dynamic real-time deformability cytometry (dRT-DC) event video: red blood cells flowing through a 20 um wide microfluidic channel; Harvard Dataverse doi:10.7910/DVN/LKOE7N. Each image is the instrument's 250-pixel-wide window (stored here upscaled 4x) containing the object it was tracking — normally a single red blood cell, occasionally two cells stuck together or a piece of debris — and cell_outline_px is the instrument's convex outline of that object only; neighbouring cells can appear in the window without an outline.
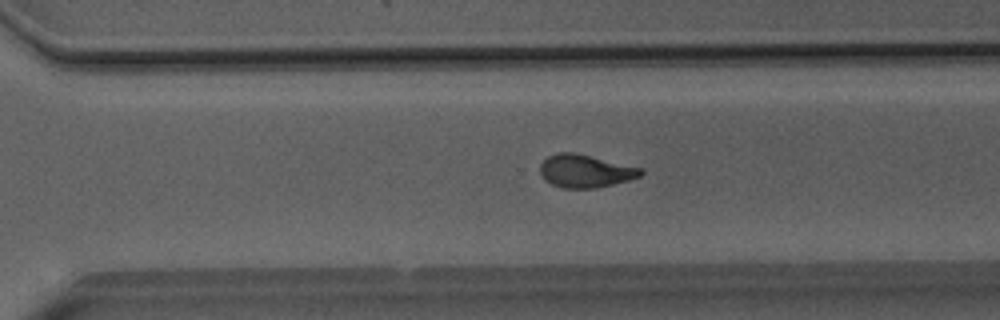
{"species": "Egyptian fruit bat (a non-hibernating species)", "species_latin": "Rousettus aegyptiacus", "temperature_condition": "room temperature", "stored_images_in_passage": 50, "camera_frame_rate_fps": 3000, "um_per_image_px": 0.085, "animal": {"sex": "male"}, "frame": {"image": 1, "passage_image": 35, "time_ms": 11.333, "image_size_px": [1000, 320], "cell_outline_px": [[644, 172], [640, 176], [628, 180], [596, 188], [564, 188], [552, 184], [540, 172], [540, 164], [548, 156], [556, 152], [576, 152], [640, 168]], "centroid_in_image_um": [49.74, 14.52], "position_along_channel_um": 320.9, "area_um2": 19.02}}
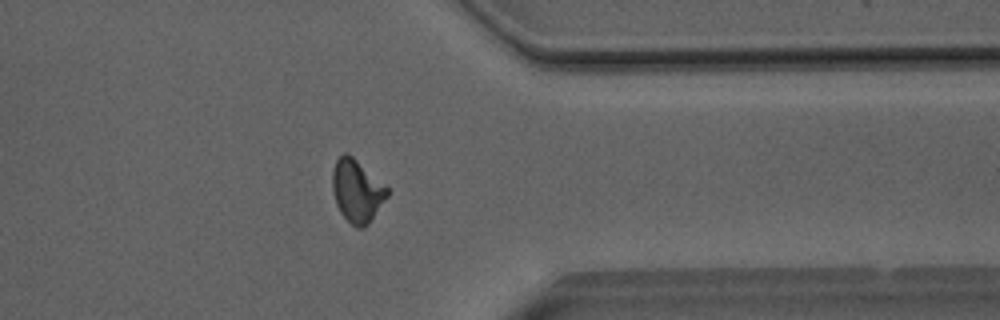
{"frame": {"image": 2, "passage_image": 40, "time_ms": 13.0, "image_size_px": [1000, 320], "cell_outline_px": [[388, 196], [368, 224], [364, 228], [356, 228], [340, 212], [336, 204], [332, 188], [332, 172], [336, 160], [344, 152], [348, 152], [388, 188]], "centroid_in_image_um": [30.33, 16.22], "position_along_channel_um": 381.1, "area_um2": 19.83}}
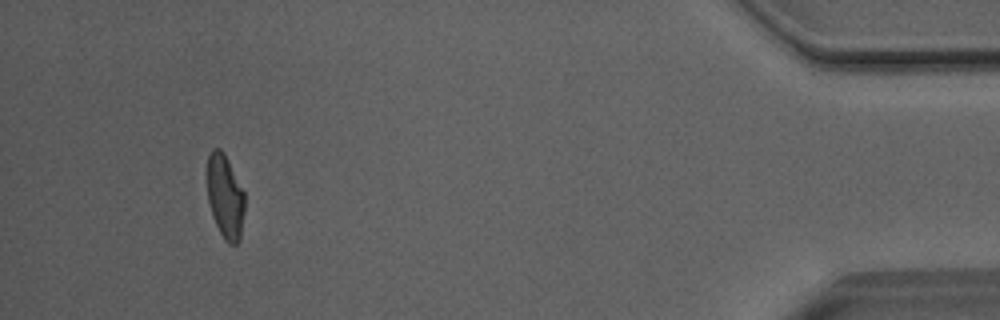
{"frame": {"image": 3, "passage_image": 47, "time_ms": 15.333, "image_size_px": [1000, 320], "cell_outline_px": [[244, 212], [240, 240], [236, 244], [228, 244], [224, 240], [212, 216], [208, 200], [208, 152], [212, 148], [220, 148], [224, 152], [244, 192]], "centroid_in_image_um": [19.14, 16.71], "position_along_channel_um": 416.1, "area_um2": 18.32}, "authors_computed_cell_mechanics": {"area_um2": 19.5075, "velocity_mm_per_s": 4.0757, "shape_relaxation_time_tau1_ms": null, "shape_relaxation_time_tau2_ms": 1.8592, "deformation_change_tau1": null, "deformation_change_tau2": 0.0966}}